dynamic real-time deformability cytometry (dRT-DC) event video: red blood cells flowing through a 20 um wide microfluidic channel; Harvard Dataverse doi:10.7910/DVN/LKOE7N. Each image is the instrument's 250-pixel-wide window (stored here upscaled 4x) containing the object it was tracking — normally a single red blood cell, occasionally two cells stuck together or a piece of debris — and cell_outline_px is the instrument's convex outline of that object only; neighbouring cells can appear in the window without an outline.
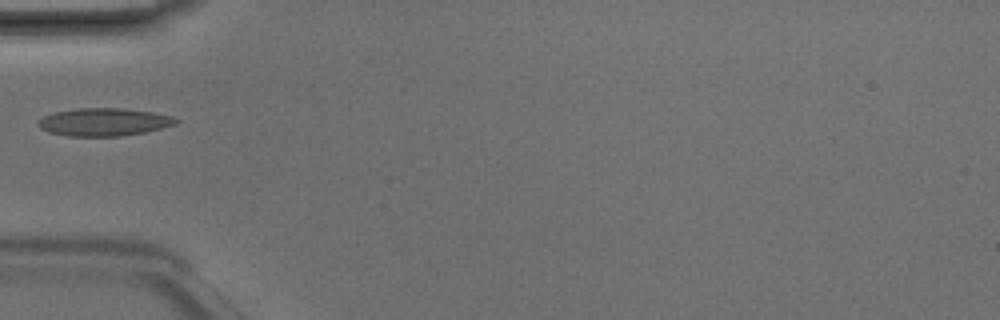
{"species": "Egyptian fruit bat (a non-hibernating species)", "species_latin": "Rousettus aegyptiacus", "temperature_condition": "room temperature", "stored_images_in_passage": 4, "camera_frame_rate_fps": 3000, "um_per_image_px": 0.085, "animal": {"sex": "male"}, "frame": {"image": 1, "passage_image": 2, "time_ms": 0.333, "image_size_px": [1000, 320], "cell_outline_px": [[180, 120], [176, 124], [144, 132], [120, 136], [68, 136], [48, 132], [40, 128], [36, 124], [36, 120], [52, 112], [76, 108], [124, 108], [152, 112], [172, 116]], "centroid_in_image_um": [8.78, 10.36], "position_along_channel_um": 76.2, "area_um2": 22.48}}